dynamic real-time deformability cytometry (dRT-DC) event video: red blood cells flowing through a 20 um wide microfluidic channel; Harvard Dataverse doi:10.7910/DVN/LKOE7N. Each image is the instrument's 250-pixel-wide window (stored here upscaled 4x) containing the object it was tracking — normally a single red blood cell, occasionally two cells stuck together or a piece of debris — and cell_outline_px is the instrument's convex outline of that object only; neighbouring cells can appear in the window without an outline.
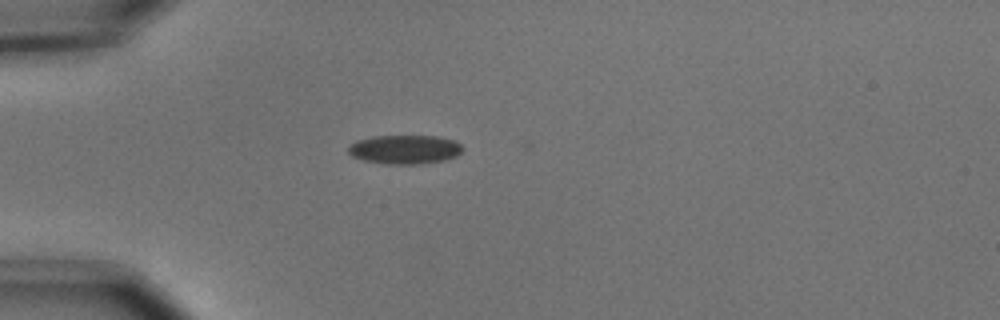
{"species": "common noctule bat (a hibernating species)", "species_latin": "Nyctalus noctula", "temperature_condition": "cold", "stored_images_in_passage": 24, "camera_frame_rate_fps": 3000, "um_per_image_px": 0.085, "animal": {"sex": "male", "body_mass_g": 15.6}, "frame": {"image": 1, "passage_image": 1, "time_ms": 0.0, "image_size_px": [1000, 320], "cell_outline_px": [[464, 148], [456, 156], [444, 160], [424, 164], [384, 164], [364, 160], [352, 156], [348, 152], [348, 148], [356, 140], [372, 136], [436, 136], [452, 140], [460, 144]], "centroid_in_image_um": [34.4, 12.71], "position_along_channel_um": 50.6, "area_um2": 19.31}}
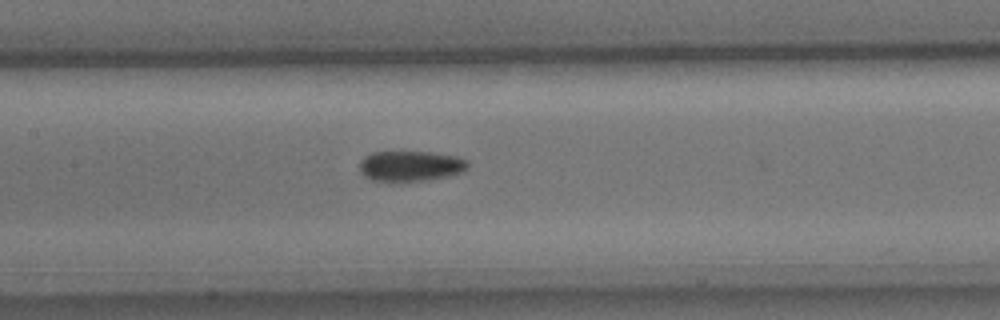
{"frame": {"image": 2, "passage_image": 12, "time_ms": 3.667, "image_size_px": [1000, 320], "cell_outline_px": [[468, 168], [464, 172], [448, 176], [428, 180], [372, 180], [364, 176], [360, 172], [360, 160], [364, 156], [372, 152], [432, 152], [456, 156], [468, 160]], "centroid_in_image_um": [34.92, 14.09], "position_along_channel_um": 172.5, "area_um2": 19.13}}
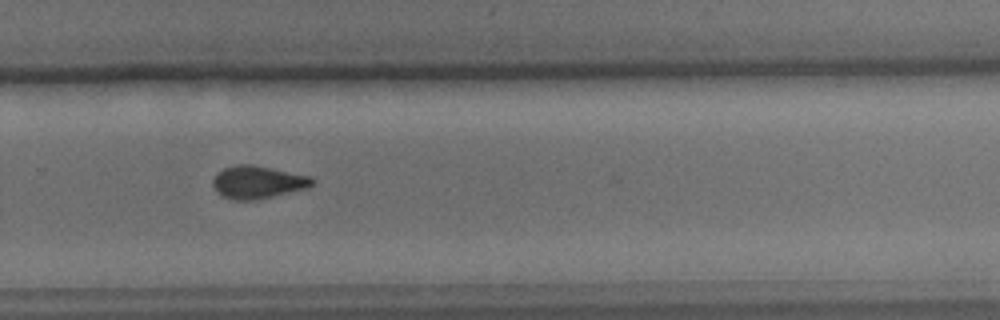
{"frame": {"image": 3, "passage_image": 23, "time_ms": 7.333, "image_size_px": [1000, 320], "cell_outline_px": [[316, 180], [312, 184], [304, 188], [260, 200], [236, 200], [224, 196], [216, 192], [212, 184], [212, 180], [224, 168], [236, 164], [252, 164], [308, 176]], "centroid_in_image_um": [21.87, 15.49], "position_along_channel_um": 307.9, "area_um2": 18.67}}